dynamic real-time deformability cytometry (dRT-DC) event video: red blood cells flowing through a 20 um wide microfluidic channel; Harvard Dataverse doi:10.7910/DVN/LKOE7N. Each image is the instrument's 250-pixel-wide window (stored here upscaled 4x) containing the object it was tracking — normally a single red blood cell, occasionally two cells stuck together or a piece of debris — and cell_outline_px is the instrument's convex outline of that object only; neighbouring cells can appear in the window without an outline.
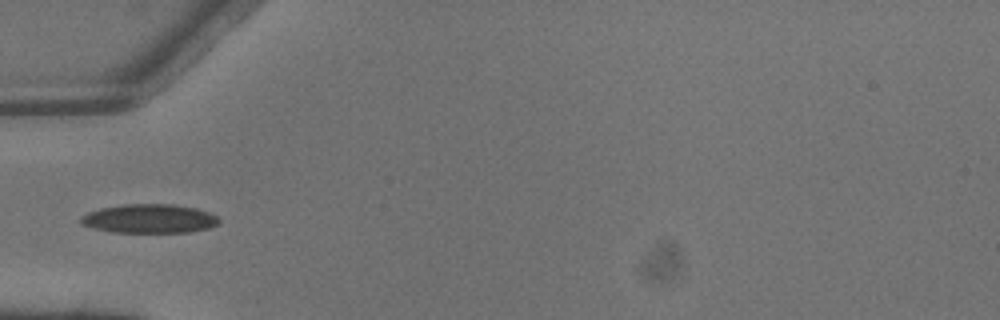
{"species": "common noctule bat (a hibernating species)", "species_latin": "Nyctalus noctula", "temperature_condition": "warm", "stored_images_in_passage": 5, "camera_frame_rate_fps": 3000, "um_per_image_px": 0.085, "animal": {"sex": "male", "body_mass_g": 13.3}, "frame": {"image": 1, "passage_image": 4, "time_ms": 1.0, "image_size_px": [1000, 320], "cell_outline_px": [[220, 220], [216, 224], [208, 228], [188, 232], [112, 232], [92, 228], [84, 224], [80, 220], [80, 216], [88, 212], [100, 208], [124, 204], [172, 204], [196, 208], [208, 212], [216, 216]], "centroid_in_image_um": [12.67, 18.58], "position_along_channel_um": 72.3, "area_um2": 23.18}}
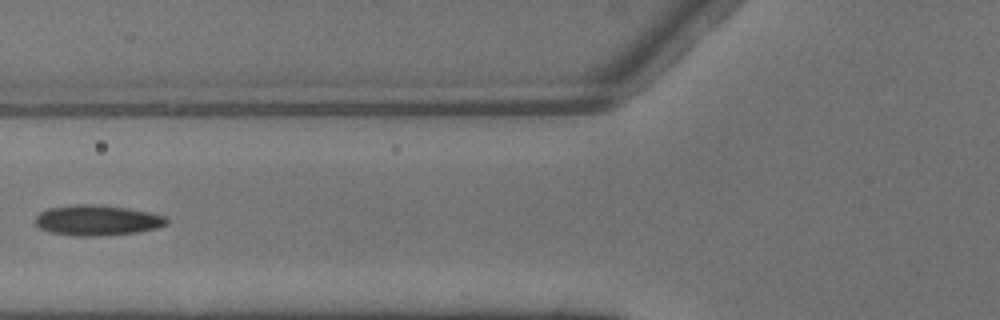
{"frame": {"image": 2, "passage_image": 5, "time_ms": 1.333, "image_size_px": [1000, 320], "cell_outline_px": [[168, 224], [156, 228], [136, 232], [100, 236], [76, 236], [52, 232], [40, 228], [36, 224], [36, 216], [40, 212], [48, 208], [80, 204], [92, 204], [128, 208], [148, 212], [164, 216], [168, 220]], "centroid_in_image_um": [8.26, 18.72], "position_along_channel_um": 117.5, "area_um2": 23.06}}